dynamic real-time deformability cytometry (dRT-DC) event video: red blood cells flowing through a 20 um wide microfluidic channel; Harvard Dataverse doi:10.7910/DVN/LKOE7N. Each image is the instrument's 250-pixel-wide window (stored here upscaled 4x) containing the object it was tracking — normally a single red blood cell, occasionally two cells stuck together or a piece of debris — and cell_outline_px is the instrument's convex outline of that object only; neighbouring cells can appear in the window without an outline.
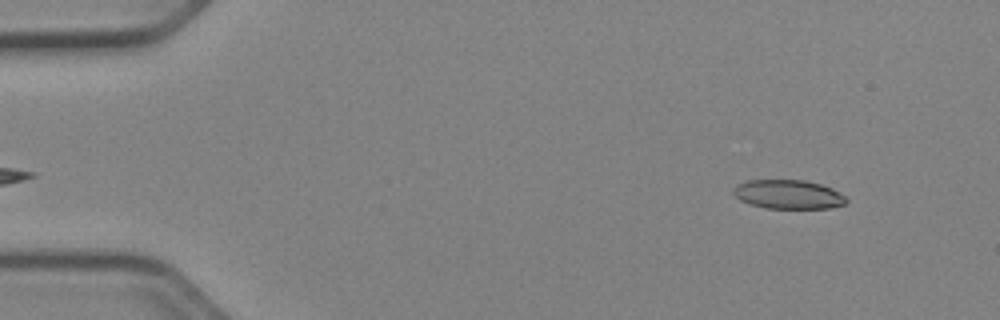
{"species": "Egyptian fruit bat (a non-hibernating species)", "species_latin": "Rousettus aegyptiacus", "temperature_condition": "cold", "stored_images_in_passage": 9, "camera_frame_rate_fps": 3000, "um_per_image_px": 0.085, "animal": {"sex": "female"}, "frame": {"image": 1, "passage_image": 3, "time_ms": 0.667, "image_size_px": [1000, 320], "cell_outline_px": [[848, 200], [844, 204], [832, 208], [764, 208], [748, 204], [740, 200], [732, 192], [732, 188], [736, 184], [748, 180], [804, 180], [820, 184], [832, 188], [844, 196]], "centroid_in_image_um": [66.96, 16.52], "position_along_channel_um": 18.0, "area_um2": 19.19}}